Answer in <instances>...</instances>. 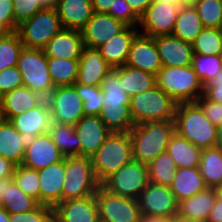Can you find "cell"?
Listing matches in <instances>:
<instances>
[{"mask_svg": "<svg viewBox=\"0 0 222 222\" xmlns=\"http://www.w3.org/2000/svg\"><path fill=\"white\" fill-rule=\"evenodd\" d=\"M129 133L133 160L148 164L166 151L170 138L175 133V122L155 121L135 124Z\"/></svg>", "mask_w": 222, "mask_h": 222, "instance_id": "6da1fadb", "label": "cell"}, {"mask_svg": "<svg viewBox=\"0 0 222 222\" xmlns=\"http://www.w3.org/2000/svg\"><path fill=\"white\" fill-rule=\"evenodd\" d=\"M174 122L175 132L195 146L201 149L216 147L217 127L195 102L178 103Z\"/></svg>", "mask_w": 222, "mask_h": 222, "instance_id": "7a4b0ae2", "label": "cell"}, {"mask_svg": "<svg viewBox=\"0 0 222 222\" xmlns=\"http://www.w3.org/2000/svg\"><path fill=\"white\" fill-rule=\"evenodd\" d=\"M96 179L102 184L123 165L133 160L129 132H111L104 144L91 156Z\"/></svg>", "mask_w": 222, "mask_h": 222, "instance_id": "3957f363", "label": "cell"}, {"mask_svg": "<svg viewBox=\"0 0 222 222\" xmlns=\"http://www.w3.org/2000/svg\"><path fill=\"white\" fill-rule=\"evenodd\" d=\"M156 85L177 103L195 102L204 93V85L192 66L162 67Z\"/></svg>", "mask_w": 222, "mask_h": 222, "instance_id": "277c9868", "label": "cell"}, {"mask_svg": "<svg viewBox=\"0 0 222 222\" xmlns=\"http://www.w3.org/2000/svg\"><path fill=\"white\" fill-rule=\"evenodd\" d=\"M175 102L160 87L130 97V114L134 124L155 121H174L177 107Z\"/></svg>", "mask_w": 222, "mask_h": 222, "instance_id": "5b68a950", "label": "cell"}, {"mask_svg": "<svg viewBox=\"0 0 222 222\" xmlns=\"http://www.w3.org/2000/svg\"><path fill=\"white\" fill-rule=\"evenodd\" d=\"M62 201L94 195L101 184L96 179L91 157H65Z\"/></svg>", "mask_w": 222, "mask_h": 222, "instance_id": "8992f818", "label": "cell"}, {"mask_svg": "<svg viewBox=\"0 0 222 222\" xmlns=\"http://www.w3.org/2000/svg\"><path fill=\"white\" fill-rule=\"evenodd\" d=\"M62 29L55 6H50L23 21L18 25L16 32L19 34L24 47L44 49L48 42Z\"/></svg>", "mask_w": 222, "mask_h": 222, "instance_id": "52a82bcc", "label": "cell"}, {"mask_svg": "<svg viewBox=\"0 0 222 222\" xmlns=\"http://www.w3.org/2000/svg\"><path fill=\"white\" fill-rule=\"evenodd\" d=\"M17 68L22 74L23 86L47 98L55 88L49 74L47 56L43 49L24 47Z\"/></svg>", "mask_w": 222, "mask_h": 222, "instance_id": "ba28073f", "label": "cell"}, {"mask_svg": "<svg viewBox=\"0 0 222 222\" xmlns=\"http://www.w3.org/2000/svg\"><path fill=\"white\" fill-rule=\"evenodd\" d=\"M149 182L147 164L132 160L108 177L101 186L112 194L137 199Z\"/></svg>", "mask_w": 222, "mask_h": 222, "instance_id": "9c48e42d", "label": "cell"}, {"mask_svg": "<svg viewBox=\"0 0 222 222\" xmlns=\"http://www.w3.org/2000/svg\"><path fill=\"white\" fill-rule=\"evenodd\" d=\"M95 197L100 222H139L141 214L137 199L112 194L102 186Z\"/></svg>", "mask_w": 222, "mask_h": 222, "instance_id": "30bf717a", "label": "cell"}, {"mask_svg": "<svg viewBox=\"0 0 222 222\" xmlns=\"http://www.w3.org/2000/svg\"><path fill=\"white\" fill-rule=\"evenodd\" d=\"M51 122L76 125L84 116L83 101L73 86L55 87L46 98Z\"/></svg>", "mask_w": 222, "mask_h": 222, "instance_id": "8fae6325", "label": "cell"}, {"mask_svg": "<svg viewBox=\"0 0 222 222\" xmlns=\"http://www.w3.org/2000/svg\"><path fill=\"white\" fill-rule=\"evenodd\" d=\"M180 7L161 2H152L140 16L139 33L156 37L172 35Z\"/></svg>", "mask_w": 222, "mask_h": 222, "instance_id": "7c38bea8", "label": "cell"}, {"mask_svg": "<svg viewBox=\"0 0 222 222\" xmlns=\"http://www.w3.org/2000/svg\"><path fill=\"white\" fill-rule=\"evenodd\" d=\"M141 215L172 218L178 212V202L169 186L149 182L137 198Z\"/></svg>", "mask_w": 222, "mask_h": 222, "instance_id": "4fadbf2b", "label": "cell"}, {"mask_svg": "<svg viewBox=\"0 0 222 222\" xmlns=\"http://www.w3.org/2000/svg\"><path fill=\"white\" fill-rule=\"evenodd\" d=\"M64 156L47 133L27 140L22 164L33 170H41L61 161Z\"/></svg>", "mask_w": 222, "mask_h": 222, "instance_id": "5bb4252c", "label": "cell"}, {"mask_svg": "<svg viewBox=\"0 0 222 222\" xmlns=\"http://www.w3.org/2000/svg\"><path fill=\"white\" fill-rule=\"evenodd\" d=\"M125 65L156 76L163 66L154 38L138 33L132 40Z\"/></svg>", "mask_w": 222, "mask_h": 222, "instance_id": "9a60e30c", "label": "cell"}, {"mask_svg": "<svg viewBox=\"0 0 222 222\" xmlns=\"http://www.w3.org/2000/svg\"><path fill=\"white\" fill-rule=\"evenodd\" d=\"M127 25L107 13H93L81 30L84 46L97 48L121 32Z\"/></svg>", "mask_w": 222, "mask_h": 222, "instance_id": "2e32d148", "label": "cell"}, {"mask_svg": "<svg viewBox=\"0 0 222 222\" xmlns=\"http://www.w3.org/2000/svg\"><path fill=\"white\" fill-rule=\"evenodd\" d=\"M53 218L56 222H100L95 194L60 202L53 208Z\"/></svg>", "mask_w": 222, "mask_h": 222, "instance_id": "e0dca14e", "label": "cell"}, {"mask_svg": "<svg viewBox=\"0 0 222 222\" xmlns=\"http://www.w3.org/2000/svg\"><path fill=\"white\" fill-rule=\"evenodd\" d=\"M39 204L55 207L62 202L63 184L65 181V157L46 168L38 170Z\"/></svg>", "mask_w": 222, "mask_h": 222, "instance_id": "ac0fdd59", "label": "cell"}, {"mask_svg": "<svg viewBox=\"0 0 222 222\" xmlns=\"http://www.w3.org/2000/svg\"><path fill=\"white\" fill-rule=\"evenodd\" d=\"M74 128L81 141L80 156L84 157L94 155L111 134L100 117L93 115H84Z\"/></svg>", "mask_w": 222, "mask_h": 222, "instance_id": "d6986e66", "label": "cell"}, {"mask_svg": "<svg viewBox=\"0 0 222 222\" xmlns=\"http://www.w3.org/2000/svg\"><path fill=\"white\" fill-rule=\"evenodd\" d=\"M163 67L190 66L193 56V44L173 35L153 37Z\"/></svg>", "mask_w": 222, "mask_h": 222, "instance_id": "ffe728a7", "label": "cell"}, {"mask_svg": "<svg viewBox=\"0 0 222 222\" xmlns=\"http://www.w3.org/2000/svg\"><path fill=\"white\" fill-rule=\"evenodd\" d=\"M10 122L27 139L47 133L51 124L48 101L45 99L34 109L24 111L22 114L12 117Z\"/></svg>", "mask_w": 222, "mask_h": 222, "instance_id": "44dd1931", "label": "cell"}, {"mask_svg": "<svg viewBox=\"0 0 222 222\" xmlns=\"http://www.w3.org/2000/svg\"><path fill=\"white\" fill-rule=\"evenodd\" d=\"M139 33L138 27L126 26L96 49L104 60L114 69L126 64L132 40Z\"/></svg>", "mask_w": 222, "mask_h": 222, "instance_id": "7402d4cb", "label": "cell"}, {"mask_svg": "<svg viewBox=\"0 0 222 222\" xmlns=\"http://www.w3.org/2000/svg\"><path fill=\"white\" fill-rule=\"evenodd\" d=\"M113 69L96 48L84 47L79 58L76 83L100 86L104 77Z\"/></svg>", "mask_w": 222, "mask_h": 222, "instance_id": "603a6c76", "label": "cell"}, {"mask_svg": "<svg viewBox=\"0 0 222 222\" xmlns=\"http://www.w3.org/2000/svg\"><path fill=\"white\" fill-rule=\"evenodd\" d=\"M54 6L63 29L81 31L94 13L91 0H57Z\"/></svg>", "mask_w": 222, "mask_h": 222, "instance_id": "cb8c5ba5", "label": "cell"}, {"mask_svg": "<svg viewBox=\"0 0 222 222\" xmlns=\"http://www.w3.org/2000/svg\"><path fill=\"white\" fill-rule=\"evenodd\" d=\"M84 47L81 31L62 29L43 50L47 57L79 59Z\"/></svg>", "mask_w": 222, "mask_h": 222, "instance_id": "d4e9b609", "label": "cell"}, {"mask_svg": "<svg viewBox=\"0 0 222 222\" xmlns=\"http://www.w3.org/2000/svg\"><path fill=\"white\" fill-rule=\"evenodd\" d=\"M45 98L27 88L21 86L3 95L1 115L3 119L10 120L12 117L29 111L40 105Z\"/></svg>", "mask_w": 222, "mask_h": 222, "instance_id": "484cf974", "label": "cell"}, {"mask_svg": "<svg viewBox=\"0 0 222 222\" xmlns=\"http://www.w3.org/2000/svg\"><path fill=\"white\" fill-rule=\"evenodd\" d=\"M27 140L16 130L10 120L2 119L0 121V156L16 165H21Z\"/></svg>", "mask_w": 222, "mask_h": 222, "instance_id": "4316f807", "label": "cell"}, {"mask_svg": "<svg viewBox=\"0 0 222 222\" xmlns=\"http://www.w3.org/2000/svg\"><path fill=\"white\" fill-rule=\"evenodd\" d=\"M217 199L215 188H206L194 196L178 202V215L197 220H208Z\"/></svg>", "mask_w": 222, "mask_h": 222, "instance_id": "83f0119b", "label": "cell"}, {"mask_svg": "<svg viewBox=\"0 0 222 222\" xmlns=\"http://www.w3.org/2000/svg\"><path fill=\"white\" fill-rule=\"evenodd\" d=\"M206 188L198 167L177 168L174 181L170 186L177 202L190 198Z\"/></svg>", "mask_w": 222, "mask_h": 222, "instance_id": "f1b7e54d", "label": "cell"}, {"mask_svg": "<svg viewBox=\"0 0 222 222\" xmlns=\"http://www.w3.org/2000/svg\"><path fill=\"white\" fill-rule=\"evenodd\" d=\"M202 149L174 133L167 145L166 152L172 157L177 168L199 167Z\"/></svg>", "mask_w": 222, "mask_h": 222, "instance_id": "f546056e", "label": "cell"}, {"mask_svg": "<svg viewBox=\"0 0 222 222\" xmlns=\"http://www.w3.org/2000/svg\"><path fill=\"white\" fill-rule=\"evenodd\" d=\"M198 168L207 188L222 186V149H202Z\"/></svg>", "mask_w": 222, "mask_h": 222, "instance_id": "4dcf8cb0", "label": "cell"}, {"mask_svg": "<svg viewBox=\"0 0 222 222\" xmlns=\"http://www.w3.org/2000/svg\"><path fill=\"white\" fill-rule=\"evenodd\" d=\"M204 29L196 8L192 5L180 7L172 35L189 43H193L196 37Z\"/></svg>", "mask_w": 222, "mask_h": 222, "instance_id": "1f68e13d", "label": "cell"}, {"mask_svg": "<svg viewBox=\"0 0 222 222\" xmlns=\"http://www.w3.org/2000/svg\"><path fill=\"white\" fill-rule=\"evenodd\" d=\"M47 134L64 157L80 156L81 141L74 125L51 122Z\"/></svg>", "mask_w": 222, "mask_h": 222, "instance_id": "d6a6232c", "label": "cell"}, {"mask_svg": "<svg viewBox=\"0 0 222 222\" xmlns=\"http://www.w3.org/2000/svg\"><path fill=\"white\" fill-rule=\"evenodd\" d=\"M120 81L122 89L130 97L151 90L156 86V76L154 74L128 65L120 67Z\"/></svg>", "mask_w": 222, "mask_h": 222, "instance_id": "836d02e7", "label": "cell"}, {"mask_svg": "<svg viewBox=\"0 0 222 222\" xmlns=\"http://www.w3.org/2000/svg\"><path fill=\"white\" fill-rule=\"evenodd\" d=\"M38 205L36 199L27 195L15 184L13 177L6 178V191L2 198V207L8 213H26Z\"/></svg>", "mask_w": 222, "mask_h": 222, "instance_id": "e575fe53", "label": "cell"}, {"mask_svg": "<svg viewBox=\"0 0 222 222\" xmlns=\"http://www.w3.org/2000/svg\"><path fill=\"white\" fill-rule=\"evenodd\" d=\"M47 63L54 87L72 86L77 81L79 59L47 57Z\"/></svg>", "mask_w": 222, "mask_h": 222, "instance_id": "d590c367", "label": "cell"}, {"mask_svg": "<svg viewBox=\"0 0 222 222\" xmlns=\"http://www.w3.org/2000/svg\"><path fill=\"white\" fill-rule=\"evenodd\" d=\"M120 84V67L111 69L100 85L104 94V105H110L111 107L130 105V96L122 89Z\"/></svg>", "mask_w": 222, "mask_h": 222, "instance_id": "8d00e7d4", "label": "cell"}, {"mask_svg": "<svg viewBox=\"0 0 222 222\" xmlns=\"http://www.w3.org/2000/svg\"><path fill=\"white\" fill-rule=\"evenodd\" d=\"M149 181L155 184L171 186L176 174V164L165 151L147 164Z\"/></svg>", "mask_w": 222, "mask_h": 222, "instance_id": "74e56055", "label": "cell"}, {"mask_svg": "<svg viewBox=\"0 0 222 222\" xmlns=\"http://www.w3.org/2000/svg\"><path fill=\"white\" fill-rule=\"evenodd\" d=\"M99 117L111 132H129L135 126L129 106L104 105Z\"/></svg>", "mask_w": 222, "mask_h": 222, "instance_id": "f35d334b", "label": "cell"}, {"mask_svg": "<svg viewBox=\"0 0 222 222\" xmlns=\"http://www.w3.org/2000/svg\"><path fill=\"white\" fill-rule=\"evenodd\" d=\"M23 48L17 32L0 34V71L17 66Z\"/></svg>", "mask_w": 222, "mask_h": 222, "instance_id": "ab89813d", "label": "cell"}, {"mask_svg": "<svg viewBox=\"0 0 222 222\" xmlns=\"http://www.w3.org/2000/svg\"><path fill=\"white\" fill-rule=\"evenodd\" d=\"M191 66L205 86L222 70V57L221 55H203L193 52Z\"/></svg>", "mask_w": 222, "mask_h": 222, "instance_id": "60d3db41", "label": "cell"}, {"mask_svg": "<svg viewBox=\"0 0 222 222\" xmlns=\"http://www.w3.org/2000/svg\"><path fill=\"white\" fill-rule=\"evenodd\" d=\"M192 44L195 53L222 55V29L204 28Z\"/></svg>", "mask_w": 222, "mask_h": 222, "instance_id": "b9f144b4", "label": "cell"}, {"mask_svg": "<svg viewBox=\"0 0 222 222\" xmlns=\"http://www.w3.org/2000/svg\"><path fill=\"white\" fill-rule=\"evenodd\" d=\"M72 86L82 98L84 115L99 116L104 106V94L101 87L82 85L76 82Z\"/></svg>", "mask_w": 222, "mask_h": 222, "instance_id": "7bdbcfd3", "label": "cell"}, {"mask_svg": "<svg viewBox=\"0 0 222 222\" xmlns=\"http://www.w3.org/2000/svg\"><path fill=\"white\" fill-rule=\"evenodd\" d=\"M194 7L204 28L222 29V6L220 0H199Z\"/></svg>", "mask_w": 222, "mask_h": 222, "instance_id": "ee69618b", "label": "cell"}, {"mask_svg": "<svg viewBox=\"0 0 222 222\" xmlns=\"http://www.w3.org/2000/svg\"><path fill=\"white\" fill-rule=\"evenodd\" d=\"M15 184L27 195L36 199L39 203V175L38 170L29 169L23 165H17L13 174Z\"/></svg>", "mask_w": 222, "mask_h": 222, "instance_id": "f6af8a7d", "label": "cell"}, {"mask_svg": "<svg viewBox=\"0 0 222 222\" xmlns=\"http://www.w3.org/2000/svg\"><path fill=\"white\" fill-rule=\"evenodd\" d=\"M10 222H50L53 219V207L39 204L26 213H9Z\"/></svg>", "mask_w": 222, "mask_h": 222, "instance_id": "bcb514c9", "label": "cell"}, {"mask_svg": "<svg viewBox=\"0 0 222 222\" xmlns=\"http://www.w3.org/2000/svg\"><path fill=\"white\" fill-rule=\"evenodd\" d=\"M14 11V22L20 25L23 21L30 19L37 12L45 8L39 0H12Z\"/></svg>", "mask_w": 222, "mask_h": 222, "instance_id": "7dc6e473", "label": "cell"}, {"mask_svg": "<svg viewBox=\"0 0 222 222\" xmlns=\"http://www.w3.org/2000/svg\"><path fill=\"white\" fill-rule=\"evenodd\" d=\"M127 26L138 27L140 17L132 10L126 0H115V4L107 13Z\"/></svg>", "mask_w": 222, "mask_h": 222, "instance_id": "c3c4849f", "label": "cell"}, {"mask_svg": "<svg viewBox=\"0 0 222 222\" xmlns=\"http://www.w3.org/2000/svg\"><path fill=\"white\" fill-rule=\"evenodd\" d=\"M21 86H23L22 74L17 66L0 71V92L3 95Z\"/></svg>", "mask_w": 222, "mask_h": 222, "instance_id": "681fc988", "label": "cell"}, {"mask_svg": "<svg viewBox=\"0 0 222 222\" xmlns=\"http://www.w3.org/2000/svg\"><path fill=\"white\" fill-rule=\"evenodd\" d=\"M12 0H0V34L16 32Z\"/></svg>", "mask_w": 222, "mask_h": 222, "instance_id": "f907efd6", "label": "cell"}, {"mask_svg": "<svg viewBox=\"0 0 222 222\" xmlns=\"http://www.w3.org/2000/svg\"><path fill=\"white\" fill-rule=\"evenodd\" d=\"M195 103L214 126L218 127L222 123V104L207 100L203 95Z\"/></svg>", "mask_w": 222, "mask_h": 222, "instance_id": "816d5d0a", "label": "cell"}, {"mask_svg": "<svg viewBox=\"0 0 222 222\" xmlns=\"http://www.w3.org/2000/svg\"><path fill=\"white\" fill-rule=\"evenodd\" d=\"M203 96L207 100L222 104V70L204 86Z\"/></svg>", "mask_w": 222, "mask_h": 222, "instance_id": "f5cc1de1", "label": "cell"}, {"mask_svg": "<svg viewBox=\"0 0 222 222\" xmlns=\"http://www.w3.org/2000/svg\"><path fill=\"white\" fill-rule=\"evenodd\" d=\"M16 166L12 161L0 156V179L13 177Z\"/></svg>", "mask_w": 222, "mask_h": 222, "instance_id": "db71d44e", "label": "cell"}, {"mask_svg": "<svg viewBox=\"0 0 222 222\" xmlns=\"http://www.w3.org/2000/svg\"><path fill=\"white\" fill-rule=\"evenodd\" d=\"M95 13H108L115 4V0H91Z\"/></svg>", "mask_w": 222, "mask_h": 222, "instance_id": "11a10c76", "label": "cell"}, {"mask_svg": "<svg viewBox=\"0 0 222 222\" xmlns=\"http://www.w3.org/2000/svg\"><path fill=\"white\" fill-rule=\"evenodd\" d=\"M132 10L140 17L147 7L152 3V0H126Z\"/></svg>", "mask_w": 222, "mask_h": 222, "instance_id": "9f6ffc18", "label": "cell"}, {"mask_svg": "<svg viewBox=\"0 0 222 222\" xmlns=\"http://www.w3.org/2000/svg\"><path fill=\"white\" fill-rule=\"evenodd\" d=\"M207 222H222V201L216 199Z\"/></svg>", "mask_w": 222, "mask_h": 222, "instance_id": "6f0895ef", "label": "cell"}, {"mask_svg": "<svg viewBox=\"0 0 222 222\" xmlns=\"http://www.w3.org/2000/svg\"><path fill=\"white\" fill-rule=\"evenodd\" d=\"M139 222H170V218L155 215H140Z\"/></svg>", "mask_w": 222, "mask_h": 222, "instance_id": "680465c9", "label": "cell"}, {"mask_svg": "<svg viewBox=\"0 0 222 222\" xmlns=\"http://www.w3.org/2000/svg\"><path fill=\"white\" fill-rule=\"evenodd\" d=\"M170 222H206L203 220H197V219H191V218H186L184 216L176 214L170 219Z\"/></svg>", "mask_w": 222, "mask_h": 222, "instance_id": "91938a15", "label": "cell"}, {"mask_svg": "<svg viewBox=\"0 0 222 222\" xmlns=\"http://www.w3.org/2000/svg\"><path fill=\"white\" fill-rule=\"evenodd\" d=\"M6 191V178L0 179V207H2V198Z\"/></svg>", "mask_w": 222, "mask_h": 222, "instance_id": "94428289", "label": "cell"}, {"mask_svg": "<svg viewBox=\"0 0 222 222\" xmlns=\"http://www.w3.org/2000/svg\"><path fill=\"white\" fill-rule=\"evenodd\" d=\"M152 2H161V3H167L170 5H175L178 7L183 6V3L181 0H152Z\"/></svg>", "mask_w": 222, "mask_h": 222, "instance_id": "6125c7cd", "label": "cell"}, {"mask_svg": "<svg viewBox=\"0 0 222 222\" xmlns=\"http://www.w3.org/2000/svg\"><path fill=\"white\" fill-rule=\"evenodd\" d=\"M0 222H10L9 213L3 207H0Z\"/></svg>", "mask_w": 222, "mask_h": 222, "instance_id": "be15d7a7", "label": "cell"}, {"mask_svg": "<svg viewBox=\"0 0 222 222\" xmlns=\"http://www.w3.org/2000/svg\"><path fill=\"white\" fill-rule=\"evenodd\" d=\"M217 147L222 149V123L217 127Z\"/></svg>", "mask_w": 222, "mask_h": 222, "instance_id": "e7e4bbea", "label": "cell"}, {"mask_svg": "<svg viewBox=\"0 0 222 222\" xmlns=\"http://www.w3.org/2000/svg\"><path fill=\"white\" fill-rule=\"evenodd\" d=\"M217 199L222 201V186L215 188Z\"/></svg>", "mask_w": 222, "mask_h": 222, "instance_id": "03108f58", "label": "cell"}, {"mask_svg": "<svg viewBox=\"0 0 222 222\" xmlns=\"http://www.w3.org/2000/svg\"><path fill=\"white\" fill-rule=\"evenodd\" d=\"M45 7L54 6L55 3L52 0H39Z\"/></svg>", "mask_w": 222, "mask_h": 222, "instance_id": "003e7915", "label": "cell"}, {"mask_svg": "<svg viewBox=\"0 0 222 222\" xmlns=\"http://www.w3.org/2000/svg\"><path fill=\"white\" fill-rule=\"evenodd\" d=\"M183 5H192L194 6L199 0H181Z\"/></svg>", "mask_w": 222, "mask_h": 222, "instance_id": "a7ac6f4b", "label": "cell"}, {"mask_svg": "<svg viewBox=\"0 0 222 222\" xmlns=\"http://www.w3.org/2000/svg\"><path fill=\"white\" fill-rule=\"evenodd\" d=\"M3 106V94L0 92V109H2Z\"/></svg>", "mask_w": 222, "mask_h": 222, "instance_id": "89a4df30", "label": "cell"}, {"mask_svg": "<svg viewBox=\"0 0 222 222\" xmlns=\"http://www.w3.org/2000/svg\"><path fill=\"white\" fill-rule=\"evenodd\" d=\"M3 118H2V115H1V109H0V121L2 120Z\"/></svg>", "mask_w": 222, "mask_h": 222, "instance_id": "2644e50d", "label": "cell"}]
</instances>
